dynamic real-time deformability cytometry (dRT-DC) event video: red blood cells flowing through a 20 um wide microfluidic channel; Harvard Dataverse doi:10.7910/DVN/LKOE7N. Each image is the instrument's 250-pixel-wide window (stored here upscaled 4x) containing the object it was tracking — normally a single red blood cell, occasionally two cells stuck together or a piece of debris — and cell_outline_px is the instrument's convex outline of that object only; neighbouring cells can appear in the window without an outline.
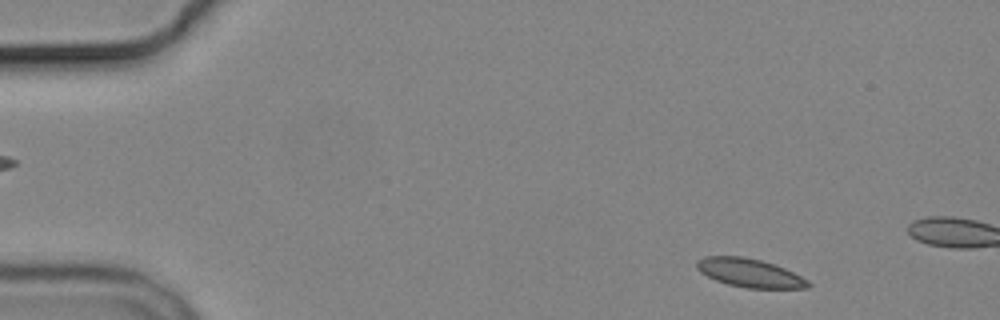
{"species": "common noctule bat (a hibernating species)", "species_latin": "Nyctalus noctula", "temperature_condition": "cold", "stored_images_in_passage": 6, "segment_of_instrument_passage": [2, 2], "camera_frame_rate_fps": 3000, "um_per_image_px": 0.085, "animal": {"sex": "male", "body_mass_g": 19.2, "forearm_length_mm": 51.8}, "frame": {"image": 1, "passage_image": 6, "time_ms": 6.333, "image_size_px": [1000, 320], "cell_outline_px": [[812, 284], [808, 288], [748, 288], [728, 284], [716, 280], [700, 272], [696, 268], [696, 260], [704, 256], [744, 256], [760, 260], [784, 268], [808, 280]], "centroid_in_image_um": [63.7, 23.19], "position_along_channel_um": 21.3, "area_um2": 18.44}}